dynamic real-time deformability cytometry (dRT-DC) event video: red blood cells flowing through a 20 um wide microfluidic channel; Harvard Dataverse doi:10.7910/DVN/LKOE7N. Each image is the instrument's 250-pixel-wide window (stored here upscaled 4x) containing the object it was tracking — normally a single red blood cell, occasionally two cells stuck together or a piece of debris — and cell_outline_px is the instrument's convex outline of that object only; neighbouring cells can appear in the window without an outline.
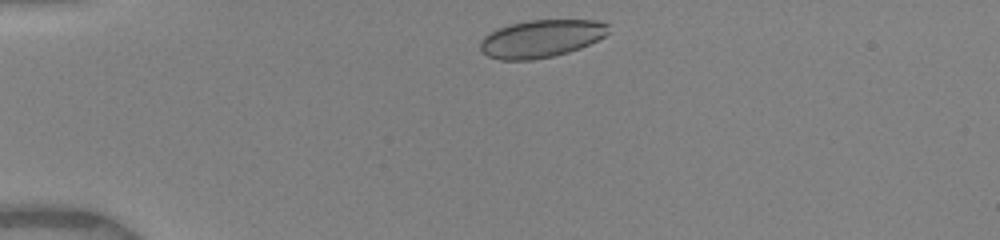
{"species": "human", "species_latin": "Homo sapiens", "temperature_condition": "warm", "stored_images_in_passage": 65, "camera_frame_rate_fps": 3000, "um_per_image_px": 0.085, "donor": {"sex": "female"}, "frame": {"image": 1, "passage_image": 4, "time_ms": 0.333, "image_size_px": [1000, 240], "cell_outline_px": [[608, 32], [604, 36], [580, 48], [568, 52], [552, 56], [532, 60], [500, 60], [488, 56], [480, 48], [480, 40], [484, 36], [500, 28], [512, 24], [528, 20], [596, 20], [608, 24]], "centroid_in_image_um": [45.99, 3.28], "position_along_channel_um": 39.0, "area_um2": 27.8}}
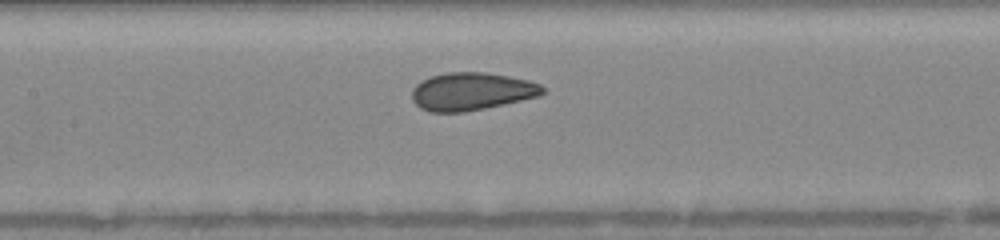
{"frame": {"image": 2, "passage_image": 34, "time_ms": 4.667, "image_size_px": [1000, 240], "cell_outline_px": [[544, 92], [540, 96], [504, 104], [464, 112], [428, 112], [420, 108], [412, 100], [412, 88], [416, 84], [432, 76], [448, 72], [488, 72], [528, 80], [540, 84], [544, 88]], "centroid_in_image_um": [40.08, 7.77], "position_along_channel_um": 167.3, "area_um2": 28.78}}
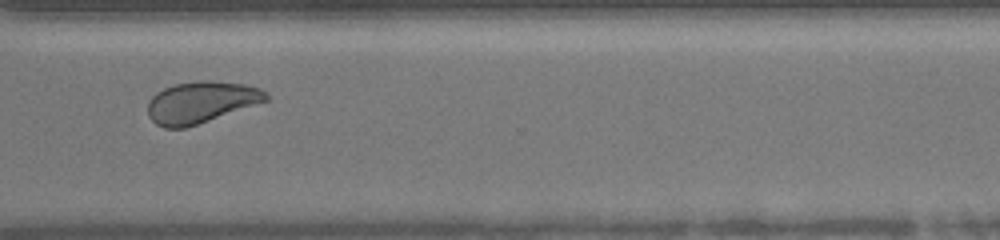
{"frame": {"image": 3, "passage_image": 64, "time_ms": 9.333, "image_size_px": [1000, 240], "cell_outline_px": [[268, 100], [184, 128], [164, 128], [156, 124], [148, 116], [148, 104], [152, 96], [156, 92], [164, 88], [176, 84], [200, 80], [208, 80], [244, 84], [260, 88], [268, 92]], "centroid_in_image_um": [17.07, 8.68], "position_along_channel_um": 353.5, "area_um2": 28.32}}